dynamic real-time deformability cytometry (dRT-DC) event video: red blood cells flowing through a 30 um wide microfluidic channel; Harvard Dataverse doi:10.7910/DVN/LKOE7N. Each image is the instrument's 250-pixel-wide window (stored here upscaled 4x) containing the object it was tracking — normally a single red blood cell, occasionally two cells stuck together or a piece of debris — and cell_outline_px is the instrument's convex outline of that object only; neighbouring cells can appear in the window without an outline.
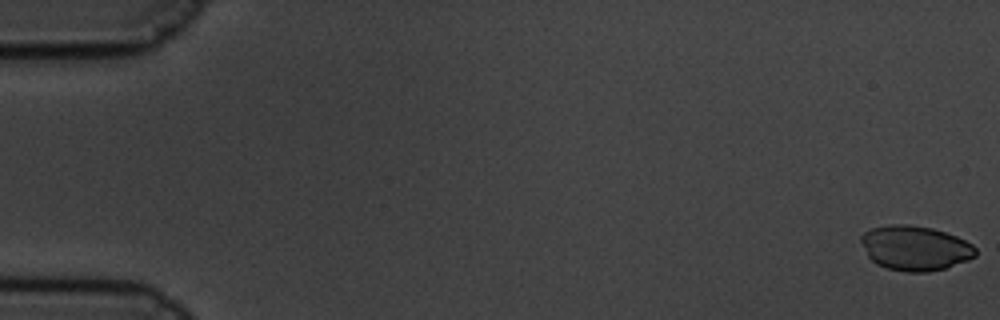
{"species": "common noctule bat (a hibernating species)", "species_latin": "Nyctalus noctula", "temperature_condition": "cold", "stored_images_in_passage": 61, "camera_frame_rate_fps": 3000, "um_per_image_px": 0.085, "animal": {"sex": "male", "body_mass_g": 19.5, "forearm_length_mm": 54.6}, "frame": {"image": 1, "passage_image": 1, "time_ms": 0.0, "image_size_px": [1000, 320], "cell_outline_px": [[976, 256], [968, 260], [944, 268], [928, 272], [908, 272], [888, 268], [876, 264], [868, 256], [860, 240], [860, 236], [864, 232], [872, 228], [888, 224], [908, 224], [932, 228], [956, 236], [972, 244], [976, 248]], "centroid_in_image_um": [77.77, 21.08], "position_along_channel_um": 7.2, "area_um2": 29.82}}
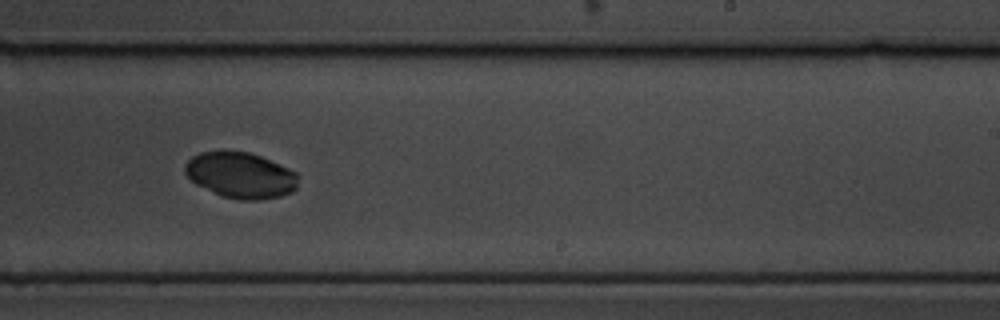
{"frame": {"image": 2, "passage_image": 38, "time_ms": 12.333, "image_size_px": [1000, 320], "cell_outline_px": [[296, 188], [292, 192], [280, 196], [260, 200], [236, 200], [220, 196], [196, 184], [184, 172], [184, 164], [192, 156], [200, 152], [224, 148], [248, 152], [260, 156], [296, 172]], "centroid_in_image_um": [20.38, 14.87], "position_along_channel_um": 268.6, "area_um2": 30.69}}
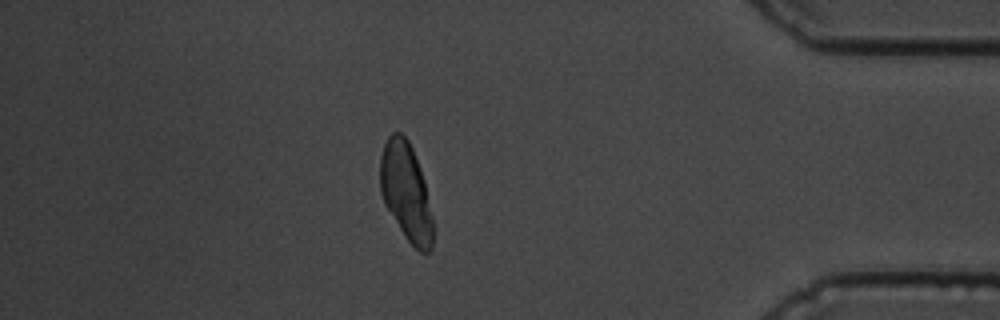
{"frame": {"image": 3, "passage_image": 53, "time_ms": 17.333, "image_size_px": [1000, 320], "cell_outline_px": [[432, 248], [428, 252], [420, 252], [404, 236], [384, 204], [380, 192], [380, 156], [384, 144], [388, 136], [392, 132], [400, 132], [408, 140], [412, 148], [420, 168], [424, 180], [432, 220]], "centroid_in_image_um": [34.48, 16.28], "position_along_channel_um": 400.7, "area_um2": 29.88}}